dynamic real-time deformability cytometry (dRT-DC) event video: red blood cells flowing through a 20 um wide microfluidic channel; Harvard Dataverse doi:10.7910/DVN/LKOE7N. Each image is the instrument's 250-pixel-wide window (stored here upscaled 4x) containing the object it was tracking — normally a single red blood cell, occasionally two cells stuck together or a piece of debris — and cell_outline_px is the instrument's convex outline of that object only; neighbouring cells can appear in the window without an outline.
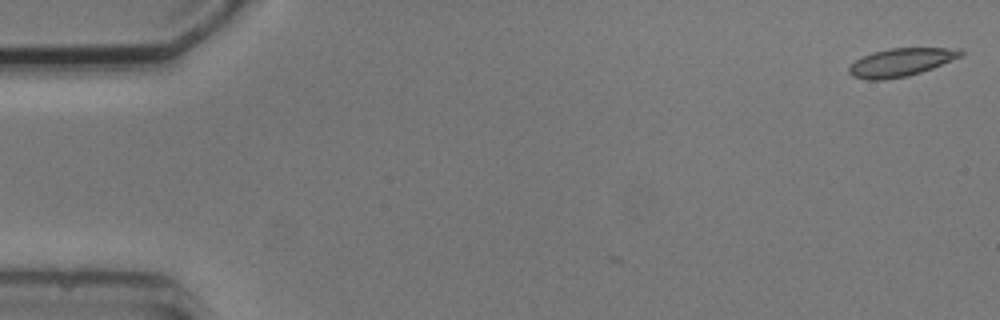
{"species": "common noctule bat (a hibernating species)", "species_latin": "Nyctalus noctula", "temperature_condition": "cold", "stored_images_in_passage": 5, "camera_frame_rate_fps": 3000, "um_per_image_px": 0.085, "animal": {"sex": "male", "body_mass_g": 20.5, "forearm_length_mm": 52.5}, "frame": {"image": 1, "passage_image": 1, "time_ms": 0.0, "image_size_px": [1000, 320], "cell_outline_px": [[964, 52], [960, 56], [932, 68], [908, 76], [884, 80], [868, 80], [852, 76], [848, 72], [848, 68], [856, 60], [872, 52], [888, 48], [960, 48]], "centroid_in_image_um": [76.55, 5.29], "position_along_channel_um": 8.5, "area_um2": 18.15}}
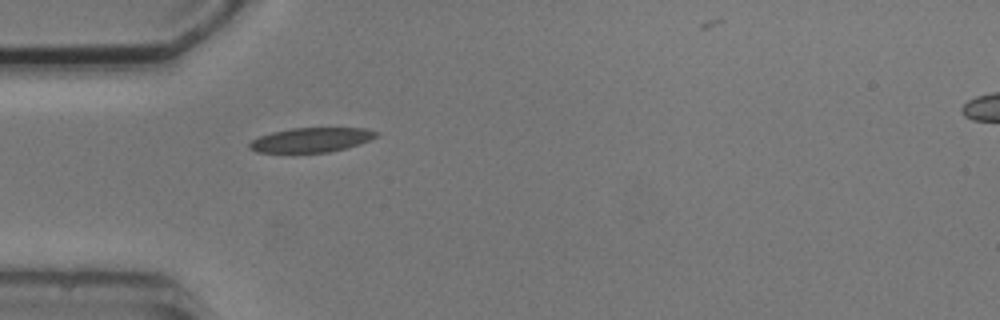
{"frame": {"image": 2, "passage_image": 4, "time_ms": 5.0, "image_size_px": [1000, 320], "cell_outline_px": [[380, 136], [344, 148], [328, 152], [292, 156], [256, 152], [248, 148], [248, 144], [252, 140], [260, 136], [272, 132], [292, 128], [368, 128], [380, 132]], "centroid_in_image_um": [26.37, 11.94], "position_along_channel_um": 58.6, "area_um2": 19.02}}